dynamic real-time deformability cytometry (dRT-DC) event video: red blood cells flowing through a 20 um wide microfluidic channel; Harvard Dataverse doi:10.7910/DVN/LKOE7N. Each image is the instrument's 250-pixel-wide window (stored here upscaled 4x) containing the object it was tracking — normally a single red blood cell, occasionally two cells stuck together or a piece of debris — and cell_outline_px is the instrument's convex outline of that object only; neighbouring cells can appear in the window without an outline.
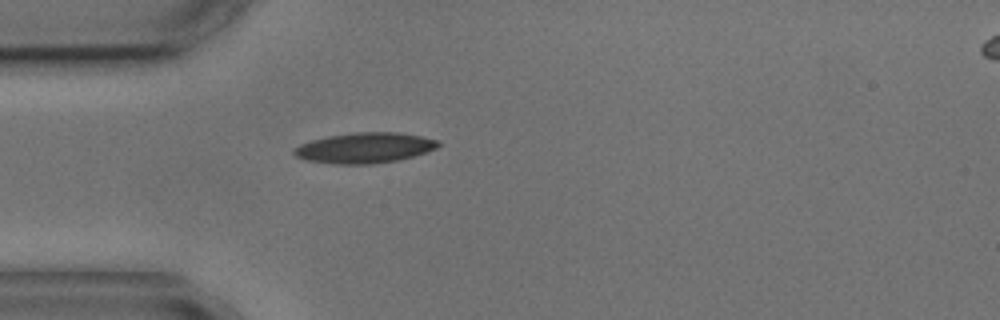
{"species": "common noctule bat (a hibernating species)", "species_latin": "Nyctalus noctula", "temperature_condition": "cold", "stored_images_in_passage": 1, "camera_frame_rate_fps": 3000, "um_per_image_px": 0.085, "animal": {"sex": "male", "body_mass_g": 17.9, "forearm_length_mm": 54.2}, "frame": {"image": 1, "passage_image": 1, "time_ms": 0.0, "image_size_px": [1000, 320], "cell_outline_px": [[440, 144], [436, 148], [412, 156], [396, 160], [372, 164], [336, 164], [308, 160], [296, 156], [292, 152], [300, 144], [312, 140], [328, 136], [352, 132], [396, 132], [420, 136], [440, 140]], "centroid_in_image_um": [31.0, 12.56], "position_along_channel_um": 54.0, "area_um2": 25.32}}